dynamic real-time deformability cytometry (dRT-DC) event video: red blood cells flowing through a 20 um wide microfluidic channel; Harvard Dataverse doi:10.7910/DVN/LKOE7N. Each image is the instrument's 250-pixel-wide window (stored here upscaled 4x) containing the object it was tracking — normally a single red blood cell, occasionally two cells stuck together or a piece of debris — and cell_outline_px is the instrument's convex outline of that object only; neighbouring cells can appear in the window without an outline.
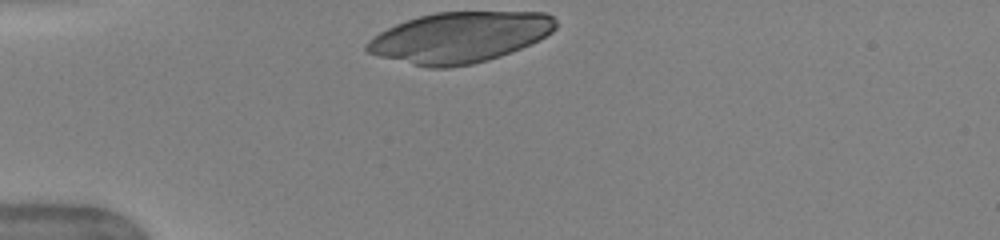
{"species": "human", "species_latin": "Homo sapiens", "temperature_condition": "warm", "stored_images_in_passage": 30, "camera_frame_rate_fps": 3000, "um_per_image_px": 0.085, "donor": {"sex": "female"}, "frame": {"image": 1, "passage_image": 1, "time_ms": 0.0, "image_size_px": [1000, 240], "cell_outline_px": [[556, 28], [552, 32], [520, 48], [500, 56], [488, 60], [472, 64], [448, 68], [428, 68], [380, 56], [368, 52], [364, 48], [364, 44], [368, 40], [380, 32], [396, 24], [420, 16], [436, 12], [544, 12], [552, 16], [556, 20]], "centroid_in_image_um": [39.05, 3.17], "position_along_channel_um": 45.9, "area_um2": 55.37}}